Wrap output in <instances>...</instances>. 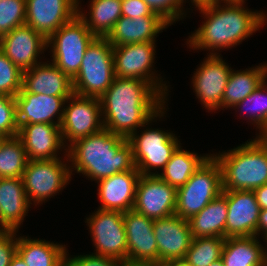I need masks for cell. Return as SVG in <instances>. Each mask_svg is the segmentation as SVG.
Segmentation results:
<instances>
[{
  "instance_id": "cell-26",
  "label": "cell",
  "mask_w": 267,
  "mask_h": 266,
  "mask_svg": "<svg viewBox=\"0 0 267 266\" xmlns=\"http://www.w3.org/2000/svg\"><path fill=\"white\" fill-rule=\"evenodd\" d=\"M227 213V190H222V193L188 220L193 238H226Z\"/></svg>"
},
{
  "instance_id": "cell-37",
  "label": "cell",
  "mask_w": 267,
  "mask_h": 266,
  "mask_svg": "<svg viewBox=\"0 0 267 266\" xmlns=\"http://www.w3.org/2000/svg\"><path fill=\"white\" fill-rule=\"evenodd\" d=\"M18 131L15 97L0 94V136L14 137Z\"/></svg>"
},
{
  "instance_id": "cell-5",
  "label": "cell",
  "mask_w": 267,
  "mask_h": 266,
  "mask_svg": "<svg viewBox=\"0 0 267 266\" xmlns=\"http://www.w3.org/2000/svg\"><path fill=\"white\" fill-rule=\"evenodd\" d=\"M114 78L113 46L106 37H95L85 51L79 72L72 79L73 91L99 99Z\"/></svg>"
},
{
  "instance_id": "cell-2",
  "label": "cell",
  "mask_w": 267,
  "mask_h": 266,
  "mask_svg": "<svg viewBox=\"0 0 267 266\" xmlns=\"http://www.w3.org/2000/svg\"><path fill=\"white\" fill-rule=\"evenodd\" d=\"M244 3L245 0H223L198 9L206 20L187 39L189 47L193 50H209V55H221L217 52L239 45L266 25L267 16L264 12L247 9Z\"/></svg>"
},
{
  "instance_id": "cell-42",
  "label": "cell",
  "mask_w": 267,
  "mask_h": 266,
  "mask_svg": "<svg viewBox=\"0 0 267 266\" xmlns=\"http://www.w3.org/2000/svg\"><path fill=\"white\" fill-rule=\"evenodd\" d=\"M260 210L267 209V183L253 190Z\"/></svg>"
},
{
  "instance_id": "cell-14",
  "label": "cell",
  "mask_w": 267,
  "mask_h": 266,
  "mask_svg": "<svg viewBox=\"0 0 267 266\" xmlns=\"http://www.w3.org/2000/svg\"><path fill=\"white\" fill-rule=\"evenodd\" d=\"M195 69L192 86L201 105L209 111L223 110V93L232 68L220 55H207Z\"/></svg>"
},
{
  "instance_id": "cell-13",
  "label": "cell",
  "mask_w": 267,
  "mask_h": 266,
  "mask_svg": "<svg viewBox=\"0 0 267 266\" xmlns=\"http://www.w3.org/2000/svg\"><path fill=\"white\" fill-rule=\"evenodd\" d=\"M127 242L125 266H158V247L153 231L154 220L134 209L123 213Z\"/></svg>"
},
{
  "instance_id": "cell-27",
  "label": "cell",
  "mask_w": 267,
  "mask_h": 266,
  "mask_svg": "<svg viewBox=\"0 0 267 266\" xmlns=\"http://www.w3.org/2000/svg\"><path fill=\"white\" fill-rule=\"evenodd\" d=\"M259 243L257 236L225 238L221 256L224 266H267L266 247Z\"/></svg>"
},
{
  "instance_id": "cell-6",
  "label": "cell",
  "mask_w": 267,
  "mask_h": 266,
  "mask_svg": "<svg viewBox=\"0 0 267 266\" xmlns=\"http://www.w3.org/2000/svg\"><path fill=\"white\" fill-rule=\"evenodd\" d=\"M222 193V169L211 155L182 186L177 188L175 215L189 220Z\"/></svg>"
},
{
  "instance_id": "cell-10",
  "label": "cell",
  "mask_w": 267,
  "mask_h": 266,
  "mask_svg": "<svg viewBox=\"0 0 267 266\" xmlns=\"http://www.w3.org/2000/svg\"><path fill=\"white\" fill-rule=\"evenodd\" d=\"M155 45V42H143L113 46L114 74L119 78L146 81L167 100L169 85L152 71L155 70Z\"/></svg>"
},
{
  "instance_id": "cell-25",
  "label": "cell",
  "mask_w": 267,
  "mask_h": 266,
  "mask_svg": "<svg viewBox=\"0 0 267 266\" xmlns=\"http://www.w3.org/2000/svg\"><path fill=\"white\" fill-rule=\"evenodd\" d=\"M0 205L3 215V231L18 232L31 208L22 178H0Z\"/></svg>"
},
{
  "instance_id": "cell-44",
  "label": "cell",
  "mask_w": 267,
  "mask_h": 266,
  "mask_svg": "<svg viewBox=\"0 0 267 266\" xmlns=\"http://www.w3.org/2000/svg\"><path fill=\"white\" fill-rule=\"evenodd\" d=\"M191 1V5L196 6L195 8H203V7H207V6H211L213 4H217L220 1L223 0H190ZM186 2V0L184 1V3Z\"/></svg>"
},
{
  "instance_id": "cell-49",
  "label": "cell",
  "mask_w": 267,
  "mask_h": 266,
  "mask_svg": "<svg viewBox=\"0 0 267 266\" xmlns=\"http://www.w3.org/2000/svg\"><path fill=\"white\" fill-rule=\"evenodd\" d=\"M0 231H3V215H2L1 205H0Z\"/></svg>"
},
{
  "instance_id": "cell-40",
  "label": "cell",
  "mask_w": 267,
  "mask_h": 266,
  "mask_svg": "<svg viewBox=\"0 0 267 266\" xmlns=\"http://www.w3.org/2000/svg\"><path fill=\"white\" fill-rule=\"evenodd\" d=\"M16 235L17 231H0V266H9L12 257L16 254Z\"/></svg>"
},
{
  "instance_id": "cell-19",
  "label": "cell",
  "mask_w": 267,
  "mask_h": 266,
  "mask_svg": "<svg viewBox=\"0 0 267 266\" xmlns=\"http://www.w3.org/2000/svg\"><path fill=\"white\" fill-rule=\"evenodd\" d=\"M69 97L27 93L23 88L15 96L17 124L49 123L61 125L65 101ZM57 118V121L55 119Z\"/></svg>"
},
{
  "instance_id": "cell-22",
  "label": "cell",
  "mask_w": 267,
  "mask_h": 266,
  "mask_svg": "<svg viewBox=\"0 0 267 266\" xmlns=\"http://www.w3.org/2000/svg\"><path fill=\"white\" fill-rule=\"evenodd\" d=\"M29 160L57 159L59 150L67 152L59 125L32 123L22 125L17 135Z\"/></svg>"
},
{
  "instance_id": "cell-24",
  "label": "cell",
  "mask_w": 267,
  "mask_h": 266,
  "mask_svg": "<svg viewBox=\"0 0 267 266\" xmlns=\"http://www.w3.org/2000/svg\"><path fill=\"white\" fill-rule=\"evenodd\" d=\"M171 26L162 17H138L135 19L121 16L107 35L112 46L132 43L156 42L157 34Z\"/></svg>"
},
{
  "instance_id": "cell-16",
  "label": "cell",
  "mask_w": 267,
  "mask_h": 266,
  "mask_svg": "<svg viewBox=\"0 0 267 266\" xmlns=\"http://www.w3.org/2000/svg\"><path fill=\"white\" fill-rule=\"evenodd\" d=\"M45 49L47 39L27 24L0 37V50L22 71L40 64L38 58Z\"/></svg>"
},
{
  "instance_id": "cell-36",
  "label": "cell",
  "mask_w": 267,
  "mask_h": 266,
  "mask_svg": "<svg viewBox=\"0 0 267 266\" xmlns=\"http://www.w3.org/2000/svg\"><path fill=\"white\" fill-rule=\"evenodd\" d=\"M23 71L0 50V94L15 97L22 89Z\"/></svg>"
},
{
  "instance_id": "cell-47",
  "label": "cell",
  "mask_w": 267,
  "mask_h": 266,
  "mask_svg": "<svg viewBox=\"0 0 267 266\" xmlns=\"http://www.w3.org/2000/svg\"><path fill=\"white\" fill-rule=\"evenodd\" d=\"M208 266H224V263H223L222 259L220 258V259L214 261L213 263H211Z\"/></svg>"
},
{
  "instance_id": "cell-48",
  "label": "cell",
  "mask_w": 267,
  "mask_h": 266,
  "mask_svg": "<svg viewBox=\"0 0 267 266\" xmlns=\"http://www.w3.org/2000/svg\"><path fill=\"white\" fill-rule=\"evenodd\" d=\"M257 135L259 138H267V126L265 127V129L261 133H259Z\"/></svg>"
},
{
  "instance_id": "cell-3",
  "label": "cell",
  "mask_w": 267,
  "mask_h": 266,
  "mask_svg": "<svg viewBox=\"0 0 267 266\" xmlns=\"http://www.w3.org/2000/svg\"><path fill=\"white\" fill-rule=\"evenodd\" d=\"M66 153L71 162V176L72 171H76L92 181L135 168L132 146L127 138L105 128L74 141L67 147Z\"/></svg>"
},
{
  "instance_id": "cell-43",
  "label": "cell",
  "mask_w": 267,
  "mask_h": 266,
  "mask_svg": "<svg viewBox=\"0 0 267 266\" xmlns=\"http://www.w3.org/2000/svg\"><path fill=\"white\" fill-rule=\"evenodd\" d=\"M260 234H264L263 241H265L267 239V209L260 210L259 212L256 236L259 237Z\"/></svg>"
},
{
  "instance_id": "cell-31",
  "label": "cell",
  "mask_w": 267,
  "mask_h": 266,
  "mask_svg": "<svg viewBox=\"0 0 267 266\" xmlns=\"http://www.w3.org/2000/svg\"><path fill=\"white\" fill-rule=\"evenodd\" d=\"M211 155H198L195 151L184 150L179 145L158 176L169 185L178 188L184 185Z\"/></svg>"
},
{
  "instance_id": "cell-34",
  "label": "cell",
  "mask_w": 267,
  "mask_h": 266,
  "mask_svg": "<svg viewBox=\"0 0 267 266\" xmlns=\"http://www.w3.org/2000/svg\"><path fill=\"white\" fill-rule=\"evenodd\" d=\"M233 109H239L237 111L241 112L244 110V114H249L246 117L249 116L248 119L252 121L250 123L254 124L261 133L267 126V80L265 79L255 91L236 104Z\"/></svg>"
},
{
  "instance_id": "cell-17",
  "label": "cell",
  "mask_w": 267,
  "mask_h": 266,
  "mask_svg": "<svg viewBox=\"0 0 267 266\" xmlns=\"http://www.w3.org/2000/svg\"><path fill=\"white\" fill-rule=\"evenodd\" d=\"M78 14V0H26V22L48 39Z\"/></svg>"
},
{
  "instance_id": "cell-15",
  "label": "cell",
  "mask_w": 267,
  "mask_h": 266,
  "mask_svg": "<svg viewBox=\"0 0 267 266\" xmlns=\"http://www.w3.org/2000/svg\"><path fill=\"white\" fill-rule=\"evenodd\" d=\"M177 188L158 175H141L133 209L156 220L175 215Z\"/></svg>"
},
{
  "instance_id": "cell-4",
  "label": "cell",
  "mask_w": 267,
  "mask_h": 266,
  "mask_svg": "<svg viewBox=\"0 0 267 266\" xmlns=\"http://www.w3.org/2000/svg\"><path fill=\"white\" fill-rule=\"evenodd\" d=\"M212 155L222 169V190L253 191L267 183V142L258 136Z\"/></svg>"
},
{
  "instance_id": "cell-30",
  "label": "cell",
  "mask_w": 267,
  "mask_h": 266,
  "mask_svg": "<svg viewBox=\"0 0 267 266\" xmlns=\"http://www.w3.org/2000/svg\"><path fill=\"white\" fill-rule=\"evenodd\" d=\"M79 1L78 15L86 23L91 33L95 37H107L122 16L121 0H91L90 6H88L90 7V12H87L88 15L85 12L83 13Z\"/></svg>"
},
{
  "instance_id": "cell-20",
  "label": "cell",
  "mask_w": 267,
  "mask_h": 266,
  "mask_svg": "<svg viewBox=\"0 0 267 266\" xmlns=\"http://www.w3.org/2000/svg\"><path fill=\"white\" fill-rule=\"evenodd\" d=\"M226 238L256 236L260 208L253 191H227Z\"/></svg>"
},
{
  "instance_id": "cell-51",
  "label": "cell",
  "mask_w": 267,
  "mask_h": 266,
  "mask_svg": "<svg viewBox=\"0 0 267 266\" xmlns=\"http://www.w3.org/2000/svg\"><path fill=\"white\" fill-rule=\"evenodd\" d=\"M260 139H262V140H264V141H266V142H267V138H260Z\"/></svg>"
},
{
  "instance_id": "cell-18",
  "label": "cell",
  "mask_w": 267,
  "mask_h": 266,
  "mask_svg": "<svg viewBox=\"0 0 267 266\" xmlns=\"http://www.w3.org/2000/svg\"><path fill=\"white\" fill-rule=\"evenodd\" d=\"M153 231L158 247V266L169 260L185 258L193 239L188 220L177 215L156 219Z\"/></svg>"
},
{
  "instance_id": "cell-41",
  "label": "cell",
  "mask_w": 267,
  "mask_h": 266,
  "mask_svg": "<svg viewBox=\"0 0 267 266\" xmlns=\"http://www.w3.org/2000/svg\"><path fill=\"white\" fill-rule=\"evenodd\" d=\"M122 16L132 19L144 17H161L154 13L153 10L143 0H121Z\"/></svg>"
},
{
  "instance_id": "cell-8",
  "label": "cell",
  "mask_w": 267,
  "mask_h": 266,
  "mask_svg": "<svg viewBox=\"0 0 267 266\" xmlns=\"http://www.w3.org/2000/svg\"><path fill=\"white\" fill-rule=\"evenodd\" d=\"M62 158L29 160L22 175L23 186L30 204L39 205L59 193L71 180L67 153ZM67 156V157H66ZM69 163V164H68ZM32 200V201H31Z\"/></svg>"
},
{
  "instance_id": "cell-45",
  "label": "cell",
  "mask_w": 267,
  "mask_h": 266,
  "mask_svg": "<svg viewBox=\"0 0 267 266\" xmlns=\"http://www.w3.org/2000/svg\"><path fill=\"white\" fill-rule=\"evenodd\" d=\"M161 266H192L185 258L169 260L163 263Z\"/></svg>"
},
{
  "instance_id": "cell-1",
  "label": "cell",
  "mask_w": 267,
  "mask_h": 266,
  "mask_svg": "<svg viewBox=\"0 0 267 266\" xmlns=\"http://www.w3.org/2000/svg\"><path fill=\"white\" fill-rule=\"evenodd\" d=\"M99 100L104 128L127 139L139 127L149 126L166 113V99L150 83L140 79L115 76Z\"/></svg>"
},
{
  "instance_id": "cell-7",
  "label": "cell",
  "mask_w": 267,
  "mask_h": 266,
  "mask_svg": "<svg viewBox=\"0 0 267 266\" xmlns=\"http://www.w3.org/2000/svg\"><path fill=\"white\" fill-rule=\"evenodd\" d=\"M94 38L86 23L77 14L47 39V48H52L51 62L73 79L79 72L85 51Z\"/></svg>"
},
{
  "instance_id": "cell-32",
  "label": "cell",
  "mask_w": 267,
  "mask_h": 266,
  "mask_svg": "<svg viewBox=\"0 0 267 266\" xmlns=\"http://www.w3.org/2000/svg\"><path fill=\"white\" fill-rule=\"evenodd\" d=\"M29 159L18 136L0 140V178H22Z\"/></svg>"
},
{
  "instance_id": "cell-9",
  "label": "cell",
  "mask_w": 267,
  "mask_h": 266,
  "mask_svg": "<svg viewBox=\"0 0 267 266\" xmlns=\"http://www.w3.org/2000/svg\"><path fill=\"white\" fill-rule=\"evenodd\" d=\"M134 132L127 140L132 146L133 160L141 175H158L181 144L174 133L161 128H147L141 133ZM138 134V135H137ZM152 169L155 172H152Z\"/></svg>"
},
{
  "instance_id": "cell-39",
  "label": "cell",
  "mask_w": 267,
  "mask_h": 266,
  "mask_svg": "<svg viewBox=\"0 0 267 266\" xmlns=\"http://www.w3.org/2000/svg\"><path fill=\"white\" fill-rule=\"evenodd\" d=\"M66 251L64 266H125L115 258L104 257L96 254L78 255L69 257Z\"/></svg>"
},
{
  "instance_id": "cell-33",
  "label": "cell",
  "mask_w": 267,
  "mask_h": 266,
  "mask_svg": "<svg viewBox=\"0 0 267 266\" xmlns=\"http://www.w3.org/2000/svg\"><path fill=\"white\" fill-rule=\"evenodd\" d=\"M224 237L193 238L185 259L192 266H208L222 256Z\"/></svg>"
},
{
  "instance_id": "cell-23",
  "label": "cell",
  "mask_w": 267,
  "mask_h": 266,
  "mask_svg": "<svg viewBox=\"0 0 267 266\" xmlns=\"http://www.w3.org/2000/svg\"><path fill=\"white\" fill-rule=\"evenodd\" d=\"M48 62L23 71L22 88L27 93L70 97L74 93L72 79L53 62Z\"/></svg>"
},
{
  "instance_id": "cell-35",
  "label": "cell",
  "mask_w": 267,
  "mask_h": 266,
  "mask_svg": "<svg viewBox=\"0 0 267 266\" xmlns=\"http://www.w3.org/2000/svg\"><path fill=\"white\" fill-rule=\"evenodd\" d=\"M26 22V0L0 1V37Z\"/></svg>"
},
{
  "instance_id": "cell-11",
  "label": "cell",
  "mask_w": 267,
  "mask_h": 266,
  "mask_svg": "<svg viewBox=\"0 0 267 266\" xmlns=\"http://www.w3.org/2000/svg\"><path fill=\"white\" fill-rule=\"evenodd\" d=\"M95 252L127 264V242L123 212L97 209L86 218Z\"/></svg>"
},
{
  "instance_id": "cell-29",
  "label": "cell",
  "mask_w": 267,
  "mask_h": 266,
  "mask_svg": "<svg viewBox=\"0 0 267 266\" xmlns=\"http://www.w3.org/2000/svg\"><path fill=\"white\" fill-rule=\"evenodd\" d=\"M267 79V63L246 70H231L223 93L224 108H233L255 91Z\"/></svg>"
},
{
  "instance_id": "cell-28",
  "label": "cell",
  "mask_w": 267,
  "mask_h": 266,
  "mask_svg": "<svg viewBox=\"0 0 267 266\" xmlns=\"http://www.w3.org/2000/svg\"><path fill=\"white\" fill-rule=\"evenodd\" d=\"M67 248L54 242L17 237V253L27 266H64Z\"/></svg>"
},
{
  "instance_id": "cell-12",
  "label": "cell",
  "mask_w": 267,
  "mask_h": 266,
  "mask_svg": "<svg viewBox=\"0 0 267 266\" xmlns=\"http://www.w3.org/2000/svg\"><path fill=\"white\" fill-rule=\"evenodd\" d=\"M65 103L67 106L64 104L60 129L63 143L65 145L67 142V147L74 141L98 133L104 128L99 99L73 93Z\"/></svg>"
},
{
  "instance_id": "cell-21",
  "label": "cell",
  "mask_w": 267,
  "mask_h": 266,
  "mask_svg": "<svg viewBox=\"0 0 267 266\" xmlns=\"http://www.w3.org/2000/svg\"><path fill=\"white\" fill-rule=\"evenodd\" d=\"M141 176L136 169L113 174L103 178L98 183L99 209L127 212L135 204L136 189Z\"/></svg>"
},
{
  "instance_id": "cell-46",
  "label": "cell",
  "mask_w": 267,
  "mask_h": 266,
  "mask_svg": "<svg viewBox=\"0 0 267 266\" xmlns=\"http://www.w3.org/2000/svg\"><path fill=\"white\" fill-rule=\"evenodd\" d=\"M9 266H27L23 258L16 252V254L12 257Z\"/></svg>"
},
{
  "instance_id": "cell-50",
  "label": "cell",
  "mask_w": 267,
  "mask_h": 266,
  "mask_svg": "<svg viewBox=\"0 0 267 266\" xmlns=\"http://www.w3.org/2000/svg\"><path fill=\"white\" fill-rule=\"evenodd\" d=\"M265 242L267 243V239L265 240ZM266 250V261H267V249H265Z\"/></svg>"
},
{
  "instance_id": "cell-38",
  "label": "cell",
  "mask_w": 267,
  "mask_h": 266,
  "mask_svg": "<svg viewBox=\"0 0 267 266\" xmlns=\"http://www.w3.org/2000/svg\"><path fill=\"white\" fill-rule=\"evenodd\" d=\"M154 13L159 14L170 25L176 23L178 19L186 17L183 3L184 0H143Z\"/></svg>"
}]
</instances>
